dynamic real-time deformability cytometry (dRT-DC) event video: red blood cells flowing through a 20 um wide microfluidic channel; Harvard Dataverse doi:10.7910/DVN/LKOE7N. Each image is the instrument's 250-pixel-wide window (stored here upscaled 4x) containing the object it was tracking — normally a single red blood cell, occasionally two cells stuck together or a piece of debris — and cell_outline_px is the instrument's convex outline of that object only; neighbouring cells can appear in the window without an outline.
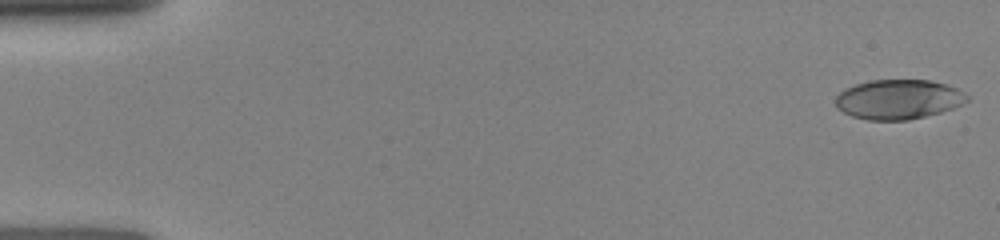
{"species": "human", "species_latin": "Homo sapiens", "temperature_condition": "room temperature", "stored_images_in_passage": 43, "camera_frame_rate_fps": 3000, "um_per_image_px": 0.085, "donor": {"sex": "female"}, "frame": {"image": 1, "passage_image": 1, "time_ms": 0.0, "image_size_px": [1000, 240], "cell_outline_px": [[968, 100], [964, 104], [940, 112], [908, 120], [868, 120], [852, 116], [836, 108], [836, 96], [844, 88], [868, 80], [928, 80], [948, 84], [964, 92], [968, 96]], "centroid_in_image_um": [76.36, 8.44], "position_along_channel_um": 8.6, "area_um2": 30.46}}
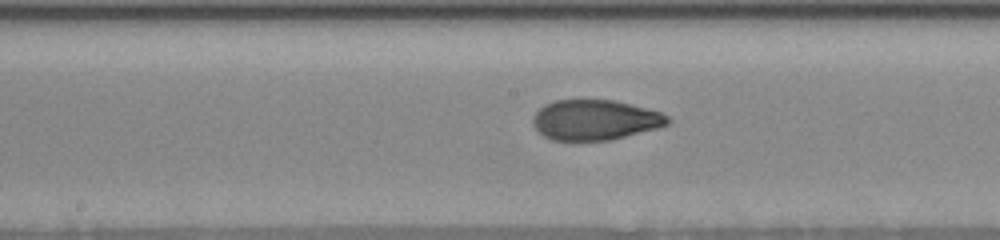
{"frame": {"image": 2, "passage_image": 22, "time_ms": 8.0, "image_size_px": [1000, 240], "cell_outline_px": [[672, 120], [668, 124], [660, 128], [612, 140], [552, 140], [544, 136], [532, 124], [532, 116], [544, 104], [552, 100], [616, 100], [660, 112], [668, 116]], "centroid_in_image_um": [50.59, 10.19], "position_along_channel_um": 197.6, "area_um2": 31.85}}
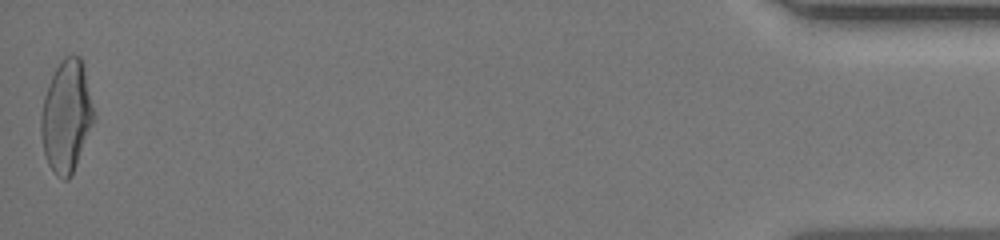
{"frame": {"image": 3, "passage_image": 43, "time_ms": 15.667, "image_size_px": [1000, 240], "cell_outline_px": [[96, 116], [72, 176], [68, 180], [64, 180], [56, 176], [48, 164], [44, 152], [40, 132], [40, 116], [44, 96], [48, 84], [56, 68], [64, 56], [80, 56]], "centroid_in_image_um": [5.64, 9.93], "position_along_channel_um": 429.6, "area_um2": 34.39}}